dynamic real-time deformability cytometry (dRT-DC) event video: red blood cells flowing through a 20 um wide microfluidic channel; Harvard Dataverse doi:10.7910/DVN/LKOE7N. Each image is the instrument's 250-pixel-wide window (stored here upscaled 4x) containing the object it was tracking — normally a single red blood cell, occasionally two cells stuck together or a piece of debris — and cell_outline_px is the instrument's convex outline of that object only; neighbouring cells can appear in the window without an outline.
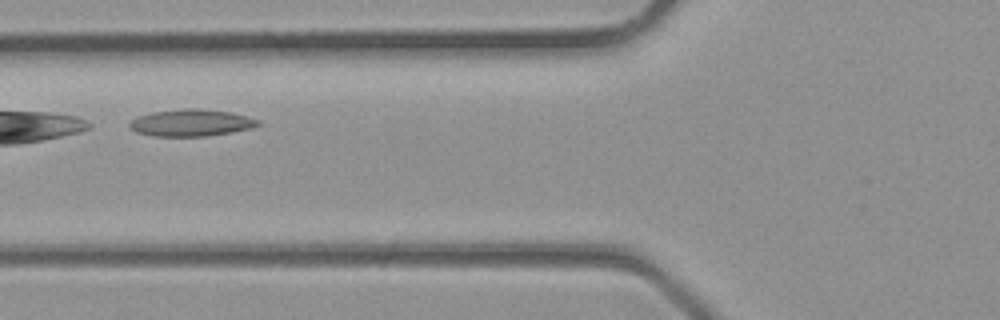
{"species": "common noctule bat (a hibernating species)", "species_latin": "Nyctalus noctula", "temperature_condition": "room temperature", "stored_images_in_passage": 11, "camera_frame_rate_fps": 3000, "um_per_image_px": 0.085, "animal": {"sex": "male", "body_mass_g": 23.1, "forearm_length_mm": 52.7}, "frame": {"image": 1, "passage_image": 5, "time_ms": 1.333, "image_size_px": [1000, 320], "cell_outline_px": [[260, 124], [252, 128], [232, 132], [208, 136], [152, 136], [136, 132], [128, 128], [128, 124], [136, 116], [152, 112], [184, 108], [200, 108], [232, 112], [260, 120]], "centroid_in_image_um": [16.23, 10.43], "position_along_channel_um": 109.6, "area_um2": 20.4}}
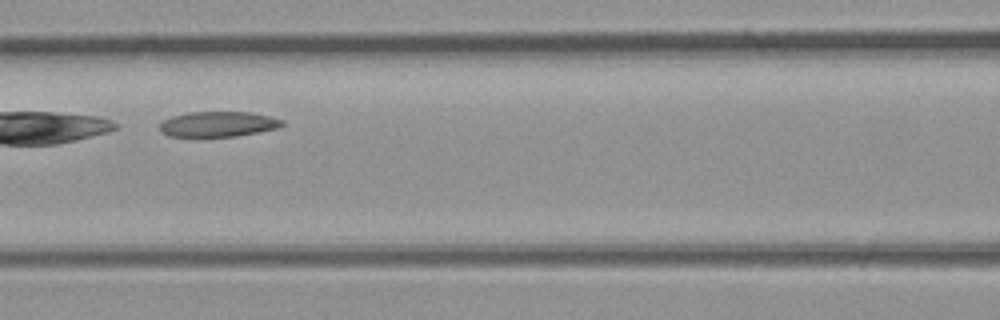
{"frame": {"image": 2, "passage_image": 7, "time_ms": 2.0, "image_size_px": [1000, 320], "cell_outline_px": [[284, 124], [280, 128], [236, 136], [196, 140], [168, 136], [160, 132], [160, 124], [164, 120], [172, 116], [188, 112], [252, 112], [284, 120]], "centroid_in_image_um": [18.48, 10.6], "position_along_channel_um": 148.1, "area_um2": 19.02}}